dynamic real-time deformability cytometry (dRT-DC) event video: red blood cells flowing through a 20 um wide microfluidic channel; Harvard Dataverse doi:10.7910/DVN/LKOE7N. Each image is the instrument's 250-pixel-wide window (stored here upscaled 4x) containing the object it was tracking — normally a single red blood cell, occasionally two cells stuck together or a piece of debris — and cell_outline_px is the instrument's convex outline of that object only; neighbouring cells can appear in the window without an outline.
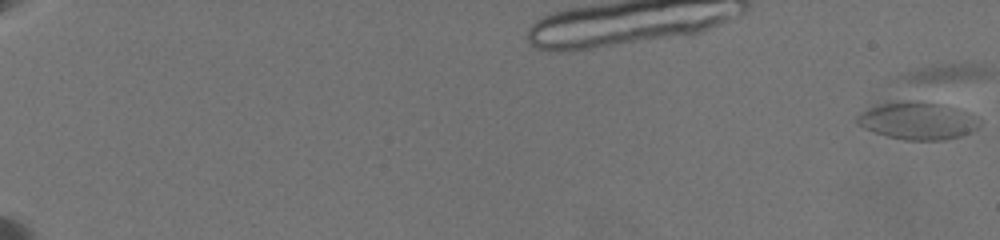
{"species": "common noctule bat (a hibernating species)", "species_latin": "Nyctalus noctula", "temperature_condition": "warm", "stored_images_in_passage": 11, "camera_frame_rate_fps": 3000, "um_per_image_px": 0.085, "animal": {"sex": "female", "body_mass_g": 19.5, "forearm_length_mm": 54.1}, "frame": {"image": 1, "passage_image": 1, "time_ms": 0.0, "image_size_px": [1000, 240], "cell_outline_px": [[968, 132], [960, 136], [944, 140], [904, 140], [888, 136], [876, 132], [860, 124], [856, 120], [856, 116], [860, 112], [876, 104], [936, 104], [964, 128]], "centroid_in_image_um": [77.43, 10.36], "position_along_channel_um": 7.6, "area_um2": 21.96}}